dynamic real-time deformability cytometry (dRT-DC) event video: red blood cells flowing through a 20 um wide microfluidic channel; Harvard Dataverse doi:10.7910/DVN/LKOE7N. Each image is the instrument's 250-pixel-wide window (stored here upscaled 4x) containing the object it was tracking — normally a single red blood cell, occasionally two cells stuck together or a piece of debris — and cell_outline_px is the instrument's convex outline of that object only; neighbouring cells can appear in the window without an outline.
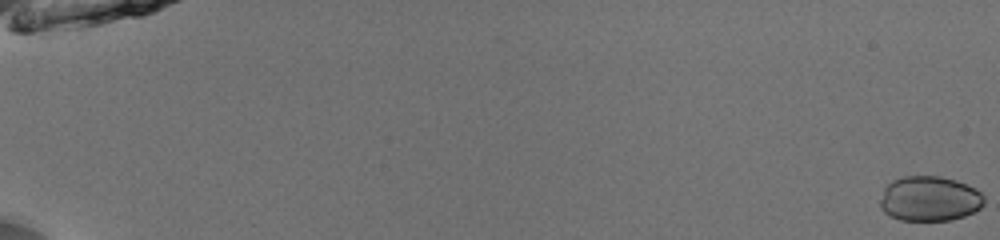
{"species": "common noctule bat (a hibernating species)", "species_latin": "Nyctalus noctula", "temperature_condition": "room temperature", "stored_images_in_passage": 54, "camera_frame_rate_fps": 3000, "um_per_image_px": 0.085, "animal": {"sex": "male", "body_mass_g": 13.0, "forearm_length_mm": 53.1}, "frame": {"image": 1, "passage_image": 1, "time_ms": 0.0, "image_size_px": [1000, 240], "cell_outline_px": [[984, 204], [980, 208], [964, 216], [952, 220], [900, 220], [884, 212], [880, 208], [880, 200], [884, 188], [892, 180], [904, 176], [940, 176], [956, 180], [976, 188], [984, 196]], "centroid_in_image_um": [79.01, 16.88], "position_along_channel_um": 6.0, "area_um2": 27.34}}
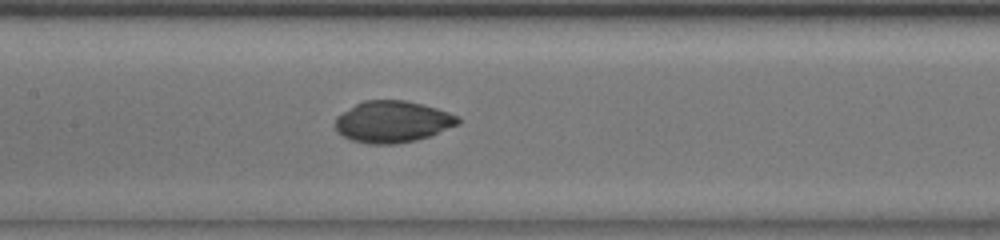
{"frame": {"image": 2, "passage_image": 29, "time_ms": 9.333, "image_size_px": [1000, 240], "cell_outline_px": [[460, 124], [428, 136], [416, 140], [396, 144], [368, 144], [352, 140], [336, 132], [336, 116], [356, 104], [364, 100], [404, 100], [436, 108], [460, 116]], "centroid_in_image_um": [33.37, 10.35], "position_along_channel_um": 174.0, "area_um2": 29.65}}
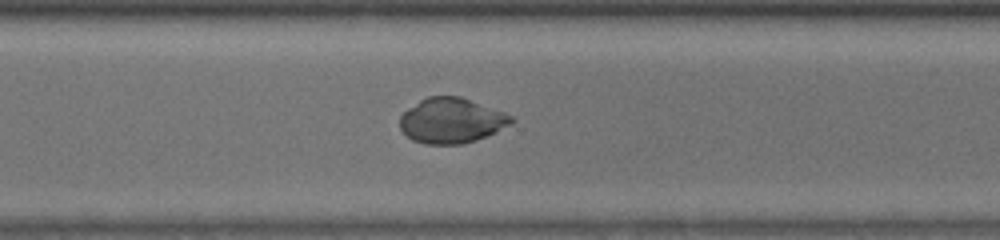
{"frame": {"image": 3, "passage_image": 41, "time_ms": 13.333, "image_size_px": [1000, 240], "cell_outline_px": [[516, 120], [512, 124], [496, 132], [476, 140], [464, 144], [424, 144], [412, 140], [400, 128], [400, 116], [408, 108], [420, 100], [428, 96], [460, 96], [504, 112], [512, 116]], "centroid_in_image_um": [38.39, 10.25], "position_along_channel_um": 332.2, "area_um2": 29.42}, "authors_computed_cell_mechanics": {"area_um2": 29.5069, "velocity_mm_per_s": 3.9752, "shape_relaxation_time_tau1_ms": 6.3819, "shape_relaxation_time_tau2_ms": 1.2307, "deformation_change_tau1": 0.1386, "deformation_change_tau2": 0.0222}}